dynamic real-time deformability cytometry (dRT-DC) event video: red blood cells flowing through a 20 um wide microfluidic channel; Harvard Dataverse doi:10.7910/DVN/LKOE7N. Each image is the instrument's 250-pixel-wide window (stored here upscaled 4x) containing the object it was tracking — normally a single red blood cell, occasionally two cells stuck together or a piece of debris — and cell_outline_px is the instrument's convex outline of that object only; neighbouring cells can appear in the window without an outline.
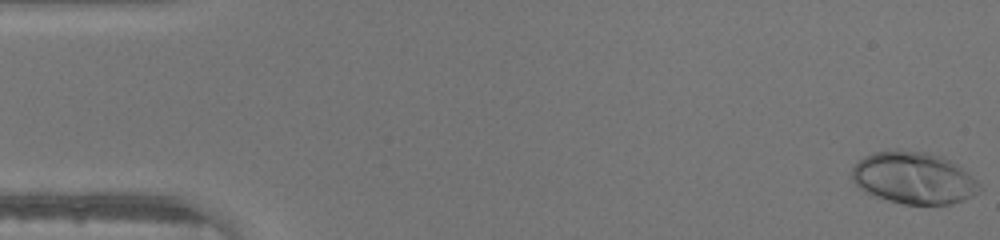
{"species": "human", "species_latin": "Homo sapiens", "temperature_condition": "warm", "stored_images_in_passage": 46, "camera_frame_rate_fps": 3000, "um_per_image_px": 0.085, "donor": {"sex": "male"}, "frame": {"image": 1, "passage_image": 1, "time_ms": 0.0, "image_size_px": [1000, 240], "cell_outline_px": [[980, 192], [964, 200], [952, 204], [904, 204], [888, 200], [864, 192], [852, 180], [852, 168], [864, 156], [876, 152], [896, 148], [928, 152], [952, 160], [972, 176], [980, 184]], "centroid_in_image_um": [77.67, 15.11], "position_along_channel_um": 7.3, "area_um2": 38.9}}
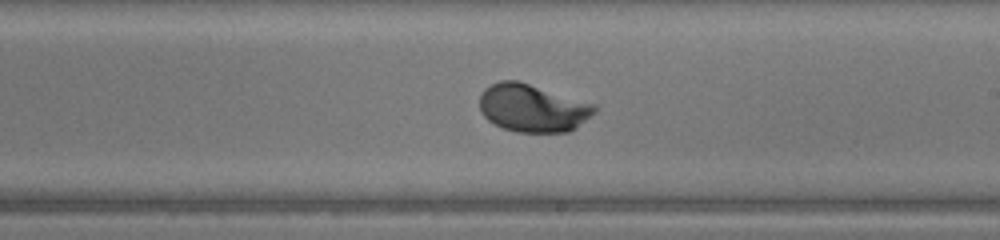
{"frame": {"image": 2, "passage_image": 27, "time_ms": 8.667, "image_size_px": [1000, 240], "cell_outline_px": [[600, 108], [596, 112], [576, 128], [568, 132], [516, 132], [504, 128], [488, 120], [480, 112], [480, 96], [484, 88], [500, 80], [516, 80], [596, 104]], "centroid_in_image_um": [45.3, 9.18], "position_along_channel_um": 243.7, "area_um2": 32.08}}
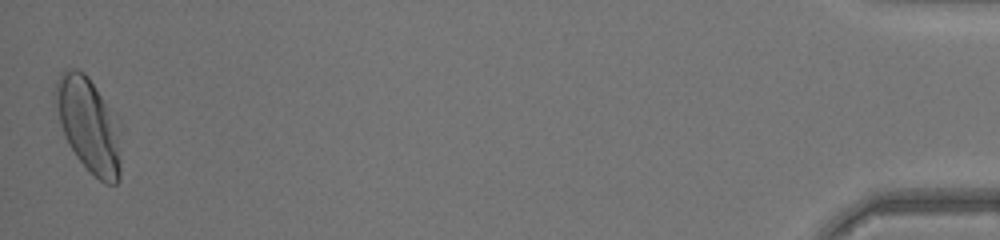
{"frame": {"image": 3, "passage_image": 46, "time_ms": 15.0, "image_size_px": [1000, 240], "cell_outline_px": [[120, 180], [116, 184], [104, 184], [76, 156], [60, 124], [56, 104], [56, 80], [60, 72], [64, 68], [76, 68], [84, 72], [88, 76], [108, 108], [120, 152]], "centroid_in_image_um": [7.47, 10.61], "position_along_channel_um": 427.7, "area_um2": 34.22}}